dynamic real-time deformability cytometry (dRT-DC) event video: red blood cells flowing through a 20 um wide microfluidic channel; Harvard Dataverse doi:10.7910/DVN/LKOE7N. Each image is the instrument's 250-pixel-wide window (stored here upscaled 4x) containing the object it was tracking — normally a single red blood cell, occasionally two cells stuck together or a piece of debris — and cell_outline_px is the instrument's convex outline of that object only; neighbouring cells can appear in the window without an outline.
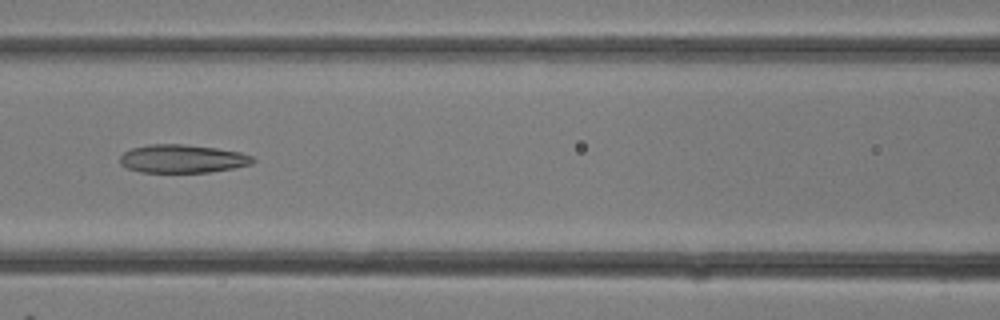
{"species": "common noctule bat (a hibernating species)", "species_latin": "Nyctalus noctula", "temperature_condition": "room temperature", "stored_images_in_passage": 18, "camera_frame_rate_fps": 3000, "um_per_image_px": 0.085, "animal": {"sex": "female"}, "frame": {"image": 1, "passage_image": 13, "time_ms": 4.0, "image_size_px": [1000, 320], "cell_outline_px": [[256, 160], [252, 164], [232, 168], [208, 172], [140, 172], [128, 168], [120, 164], [120, 156], [124, 152], [132, 148], [148, 144], [184, 144], [216, 148], [240, 152], [252, 156]], "centroid_in_image_um": [15.5, 13.49], "position_along_channel_um": 151.1, "area_um2": 21.85}}
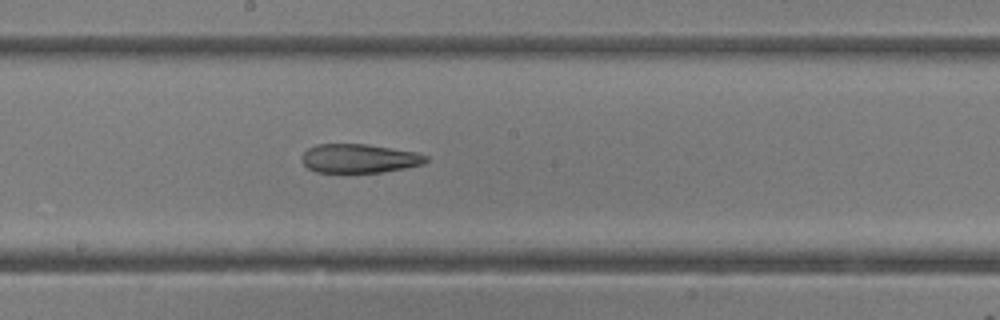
{"frame": {"image": 2, "passage_image": 16, "time_ms": 5.0, "image_size_px": [1000, 320], "cell_outline_px": [[428, 160], [424, 164], [404, 168], [380, 172], [316, 172], [308, 168], [304, 164], [304, 152], [308, 148], [316, 144], [368, 144], [416, 152], [428, 156]], "centroid_in_image_um": [30.57, 13.46], "position_along_channel_um": 217.6, "area_um2": 20.75}}
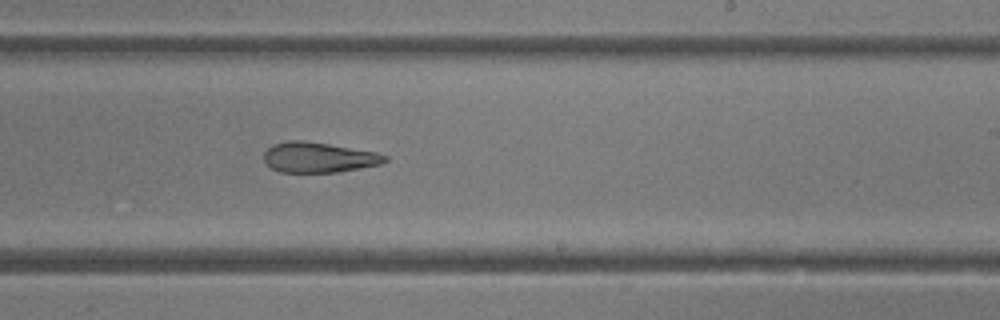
{"frame": {"image": 3, "passage_image": 18, "time_ms": 5.667, "image_size_px": [1000, 320], "cell_outline_px": [[388, 160], [380, 164], [340, 172], [280, 172], [272, 168], [264, 160], [264, 152], [272, 144], [288, 140], [304, 140], [376, 152], [388, 156]], "centroid_in_image_um": [27.08, 13.37], "position_along_channel_um": 261.9, "area_um2": 21.33}}